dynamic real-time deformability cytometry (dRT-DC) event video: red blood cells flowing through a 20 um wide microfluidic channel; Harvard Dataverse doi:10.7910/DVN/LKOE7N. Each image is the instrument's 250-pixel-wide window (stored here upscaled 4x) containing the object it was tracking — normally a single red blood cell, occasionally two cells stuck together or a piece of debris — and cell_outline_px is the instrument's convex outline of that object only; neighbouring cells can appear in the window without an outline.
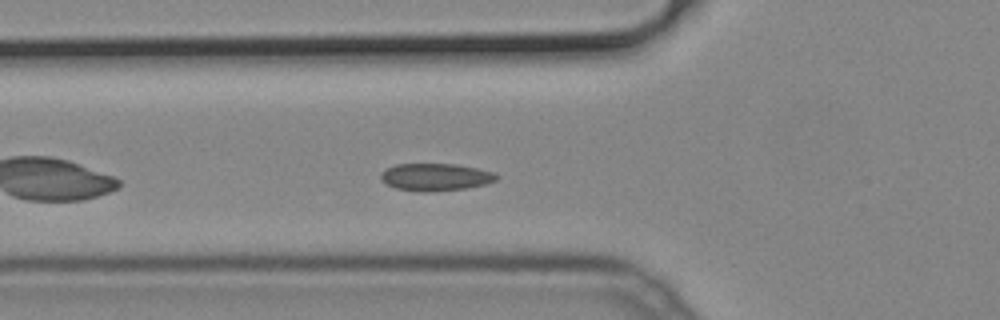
{"species": "common noctule bat (a hibernating species)", "species_latin": "Nyctalus noctula", "temperature_condition": "cold", "stored_images_in_passage": 35, "camera_frame_rate_fps": 3000, "um_per_image_px": 0.085, "animal": {"sex": "male", "body_mass_g": 19.2, "forearm_length_mm": 51.8}, "frame": {"image": 1, "passage_image": 2, "time_ms": 0.333, "image_size_px": [1000, 320], "cell_outline_px": [[496, 180], [484, 184], [468, 188], [428, 192], [420, 192], [396, 188], [380, 180], [380, 172], [396, 164], [456, 164], [476, 168], [492, 172], [496, 176]], "centroid_in_image_um": [36.97, 15.05], "position_along_channel_um": 88.8, "area_um2": 18.32}}
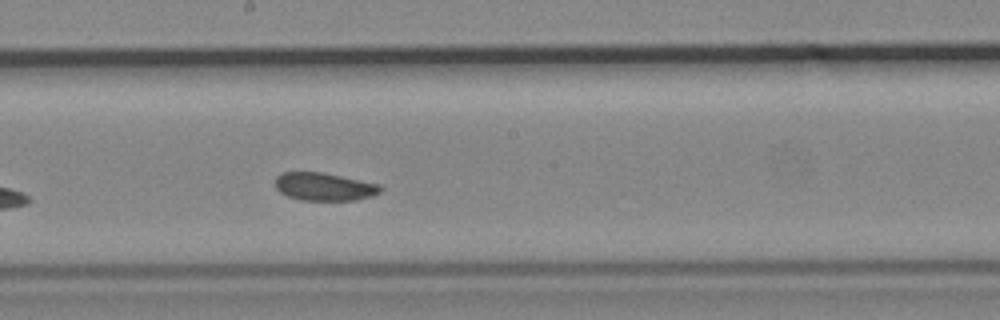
{"frame": {"image": 2, "passage_image": 12, "time_ms": 3.667, "image_size_px": [1000, 320], "cell_outline_px": [[384, 188], [380, 192], [372, 196], [356, 200], [300, 200], [288, 196], [280, 192], [276, 188], [276, 176], [284, 172], [320, 172], [380, 184]], "centroid_in_image_um": [27.58, 15.87], "position_along_channel_um": 220.6, "area_um2": 17.05}}
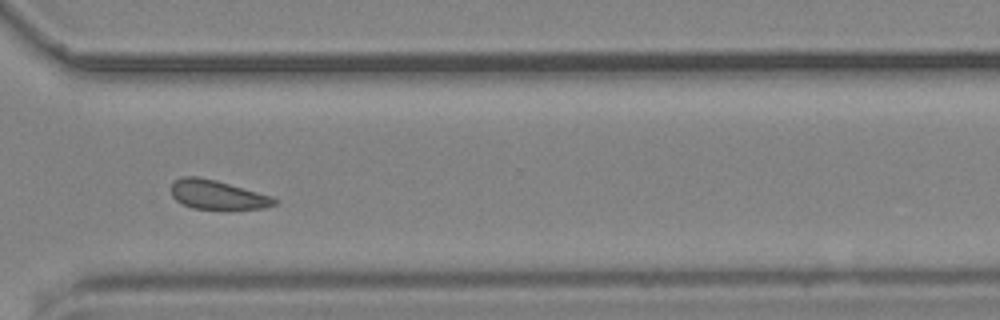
{"frame": {"image": 3, "passage_image": 22, "time_ms": 7.0, "image_size_px": [1000, 320], "cell_outline_px": [[280, 200], [276, 204], [264, 208], [192, 208], [176, 200], [172, 196], [172, 184], [180, 176], [196, 176], [216, 180], [272, 196]], "centroid_in_image_um": [18.49, 16.54], "position_along_channel_um": 352.1, "area_um2": 17.22}}